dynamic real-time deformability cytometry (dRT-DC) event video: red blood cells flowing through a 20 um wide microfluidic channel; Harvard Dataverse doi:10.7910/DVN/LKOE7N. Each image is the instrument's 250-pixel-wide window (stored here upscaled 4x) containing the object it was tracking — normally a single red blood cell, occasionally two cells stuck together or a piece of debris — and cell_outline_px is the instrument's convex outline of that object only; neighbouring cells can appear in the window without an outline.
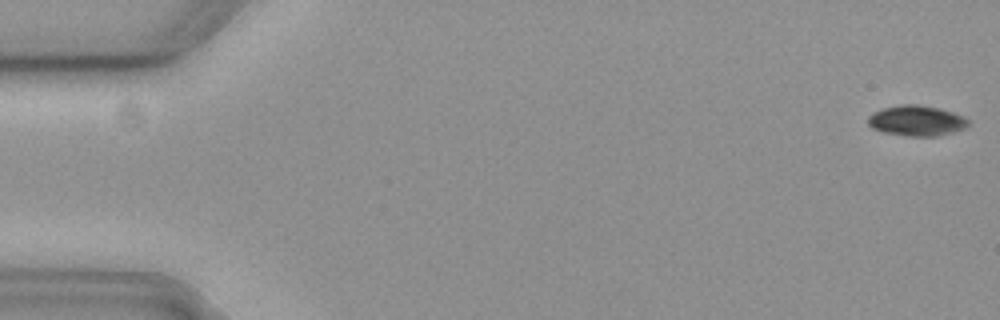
{"species": "common noctule bat (a hibernating species)", "species_latin": "Nyctalus noctula", "temperature_condition": "cold", "stored_images_in_passage": 15, "camera_frame_rate_fps": 3000, "um_per_image_px": 0.085, "animal": {"sex": "female", "body_mass_g": 19.3, "forearm_length_mm": 54.1}, "frame": {"image": 1, "passage_image": 1, "time_ms": 0.0, "image_size_px": [1000, 320], "cell_outline_px": [[968, 124], [964, 128], [952, 132], [936, 136], [908, 136], [884, 132], [872, 128], [868, 124], [868, 116], [872, 112], [884, 108], [900, 104], [916, 104], [936, 108], [952, 112], [964, 116], [968, 120]], "centroid_in_image_um": [77.87, 10.25], "position_along_channel_um": 7.1, "area_um2": 17.63}}